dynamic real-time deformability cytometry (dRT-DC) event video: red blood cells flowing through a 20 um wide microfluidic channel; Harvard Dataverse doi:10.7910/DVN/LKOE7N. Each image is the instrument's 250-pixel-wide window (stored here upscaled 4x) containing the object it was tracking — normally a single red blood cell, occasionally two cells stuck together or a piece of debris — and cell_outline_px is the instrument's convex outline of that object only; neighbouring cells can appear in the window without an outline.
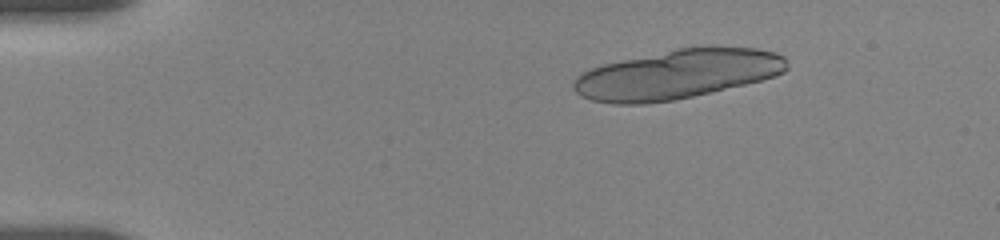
{"species": "human", "species_latin": "Homo sapiens", "temperature_condition": "room temperature", "stored_images_in_passage": 12, "camera_frame_rate_fps": 3000, "um_per_image_px": 0.085, "donor": {"sex": "female"}, "frame": {"image": 1, "passage_image": 4, "time_ms": 2.667, "image_size_px": [1000, 240], "cell_outline_px": [[788, 68], [784, 72], [760, 80], [744, 84], [692, 96], [672, 100], [644, 104], [616, 104], [592, 100], [580, 96], [572, 88], [572, 84], [584, 72], [592, 68], [604, 64], [680, 48], [756, 48], [776, 52], [784, 56]], "centroid_in_image_um": [57.56, 6.33], "position_along_channel_um": 27.4, "area_um2": 60.05}}